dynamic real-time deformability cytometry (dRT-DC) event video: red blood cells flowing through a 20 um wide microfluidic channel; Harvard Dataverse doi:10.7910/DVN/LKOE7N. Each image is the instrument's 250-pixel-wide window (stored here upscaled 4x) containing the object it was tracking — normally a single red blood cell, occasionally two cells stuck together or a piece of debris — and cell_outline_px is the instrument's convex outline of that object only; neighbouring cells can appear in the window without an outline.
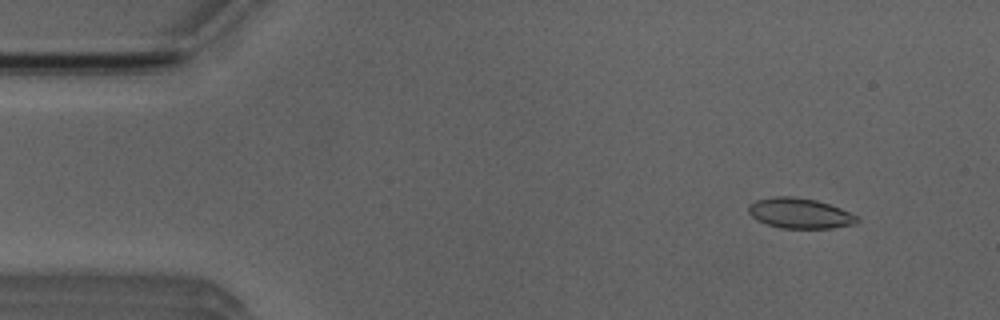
{"species": "Egyptian fruit bat (a non-hibernating species)", "species_latin": "Rousettus aegyptiacus", "temperature_condition": "room temperature", "stored_images_in_passage": 6, "camera_frame_rate_fps": 3000, "um_per_image_px": 0.085, "animal": {"sex": "male"}, "frame": {"image": 1, "passage_image": 2, "time_ms": 1.333, "image_size_px": [1000, 320], "cell_outline_px": [[860, 220], [856, 224], [832, 228], [780, 228], [756, 220], [748, 212], [748, 204], [756, 200], [776, 196], [788, 196], [816, 200], [840, 208], [860, 216]], "centroid_in_image_um": [68.01, 18.13], "position_along_channel_um": 17.0, "area_um2": 19.25}}
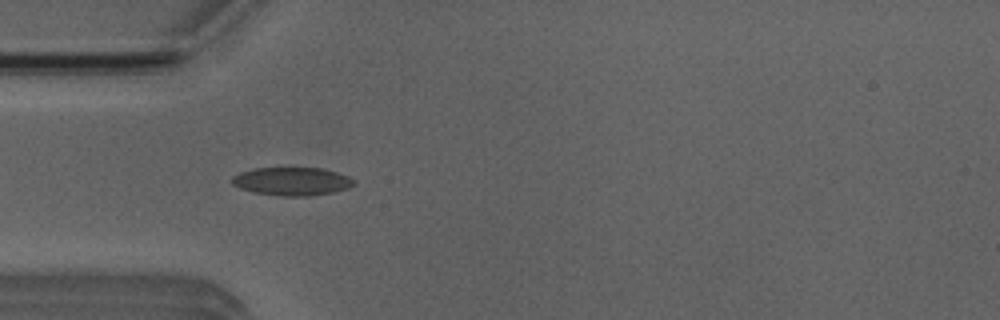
{"frame": {"image": 2, "passage_image": 5, "time_ms": 4.667, "image_size_px": [1000, 320], "cell_outline_px": [[356, 184], [348, 188], [332, 192], [312, 196], [280, 196], [256, 192], [240, 188], [232, 184], [232, 176], [240, 172], [256, 168], [320, 168], [336, 172], [348, 176], [356, 180]], "centroid_in_image_um": [24.84, 15.41], "position_along_channel_um": 60.2, "area_um2": 20.0}}